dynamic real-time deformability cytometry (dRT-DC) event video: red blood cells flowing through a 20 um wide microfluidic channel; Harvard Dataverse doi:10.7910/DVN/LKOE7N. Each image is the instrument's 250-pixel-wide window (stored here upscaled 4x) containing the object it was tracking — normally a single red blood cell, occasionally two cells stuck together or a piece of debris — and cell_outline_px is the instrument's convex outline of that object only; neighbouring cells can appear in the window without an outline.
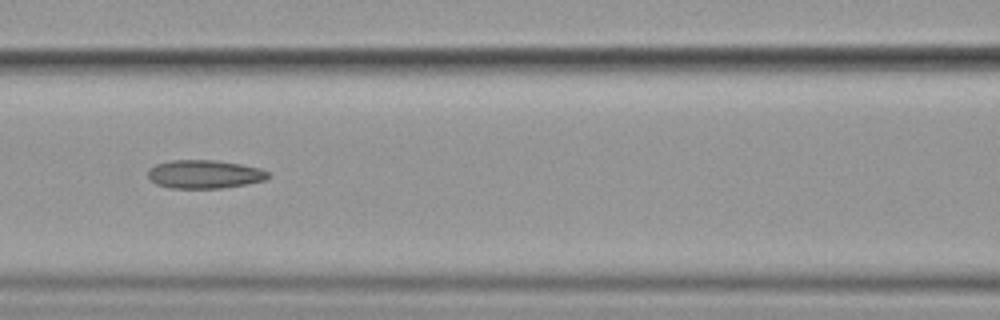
{"species": "common noctule bat (a hibernating species)", "species_latin": "Nyctalus noctula", "temperature_condition": "cold", "stored_images_in_passage": 15, "camera_frame_rate_fps": 3000, "um_per_image_px": 0.085, "animal": {"sex": "female", "body_mass_g": 19.9}, "frame": {"image": 1, "passage_image": 7, "time_ms": 8.0, "image_size_px": [1000, 320], "cell_outline_px": [[272, 176], [264, 180], [224, 188], [168, 188], [156, 184], [148, 176], [148, 168], [156, 164], [172, 160], [216, 160], [240, 164], [260, 168], [268, 172]], "centroid_in_image_um": [17.37, 14.81], "position_along_channel_um": 149.2, "area_um2": 19.94}}
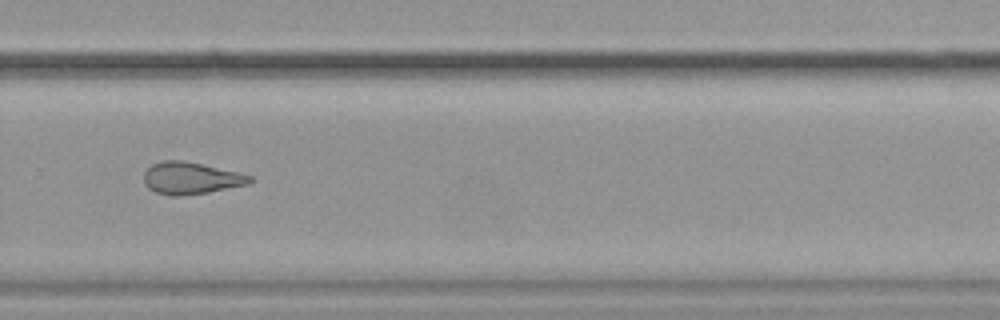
{"frame": {"image": 2, "passage_image": 11, "time_ms": 12.667, "image_size_px": [1000, 320], "cell_outline_px": [[252, 180], [248, 184], [208, 192], [176, 196], [172, 196], [156, 192], [148, 188], [144, 184], [144, 172], [152, 164], [164, 160], [180, 160], [240, 172], [252, 176]], "centroid_in_image_um": [16.21, 15.14], "position_along_channel_um": 313.6, "area_um2": 19.59}}
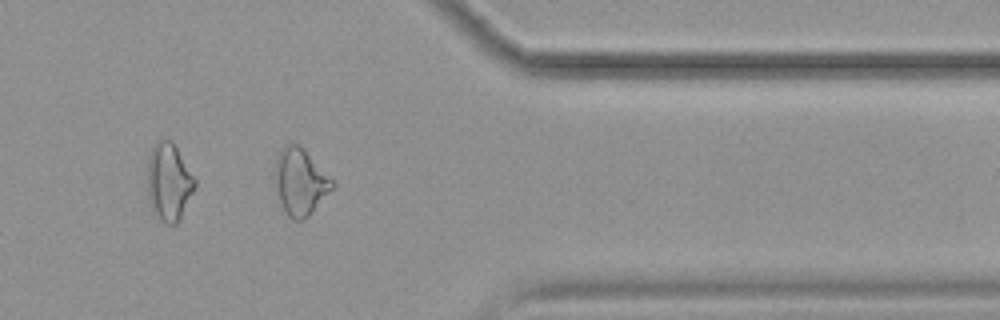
{"frame": {"image": 3, "passage_image": 13, "time_ms": 15.0, "image_size_px": [1000, 320], "cell_outline_px": [[336, 188], [304, 220], [292, 220], [288, 216], [280, 200], [272, 176], [276, 156], [280, 148], [288, 144], [300, 144], [336, 180]], "centroid_in_image_um": [25.56, 15.42], "position_along_channel_um": 385.8, "area_um2": 23.18}, "authors_computed_cell_mechanics": {"area_um2": 22.6576, "velocity_mm_per_s": 3.5493, "shape_relaxation_time_tau1_ms": null, "shape_relaxation_time_tau2_ms": 2.8002, "deformation_change_tau1": null, "deformation_change_tau2": 0.098}}